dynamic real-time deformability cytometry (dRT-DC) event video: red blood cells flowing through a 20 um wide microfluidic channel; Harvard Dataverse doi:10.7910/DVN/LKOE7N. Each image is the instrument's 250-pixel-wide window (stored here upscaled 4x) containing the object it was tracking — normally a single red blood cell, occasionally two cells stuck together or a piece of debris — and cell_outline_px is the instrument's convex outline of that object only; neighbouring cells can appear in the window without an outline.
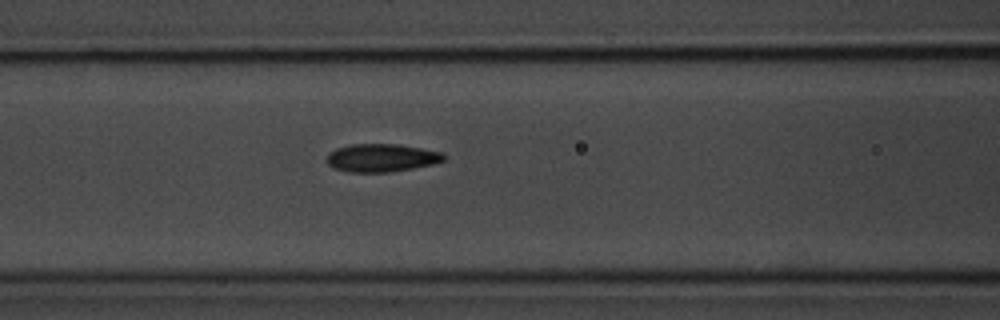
{"species": "common noctule bat (a hibernating species)", "species_latin": "Nyctalus noctula", "temperature_condition": "room temperature", "stored_images_in_passage": 9, "segment_of_instrument_passage": [2, 2], "camera_frame_rate_fps": 3000, "um_per_image_px": 0.085, "animal": {"sex": "male", "body_mass_g": 20.1, "forearm_length_mm": 53.5}, "frame": {"image": 1, "passage_image": 9, "time_ms": 10.333, "image_size_px": [1000, 320], "cell_outline_px": [[444, 160], [432, 164], [412, 168], [388, 172], [348, 172], [332, 168], [328, 164], [328, 152], [336, 148], [352, 144], [396, 144], [444, 152]], "centroid_in_image_um": [32.4, 13.41], "position_along_channel_um": 134.2, "area_um2": 19.02}}